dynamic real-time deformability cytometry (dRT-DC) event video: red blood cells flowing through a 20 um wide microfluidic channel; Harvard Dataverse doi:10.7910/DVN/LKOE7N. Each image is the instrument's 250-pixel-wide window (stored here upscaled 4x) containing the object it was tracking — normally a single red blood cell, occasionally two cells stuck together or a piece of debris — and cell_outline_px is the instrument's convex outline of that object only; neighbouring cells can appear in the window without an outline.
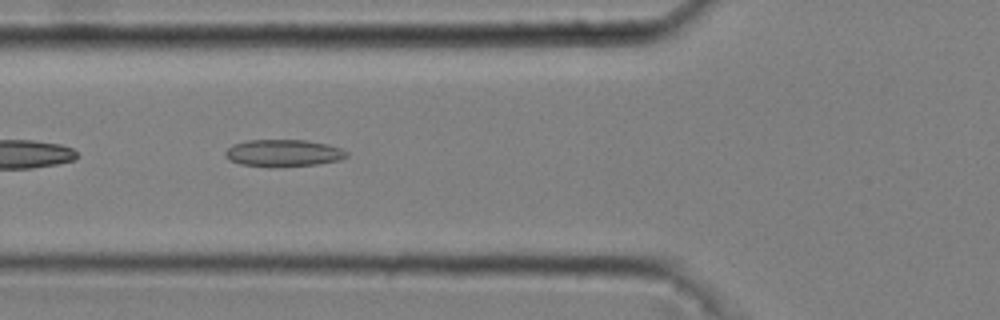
{"species": "common noctule bat (a hibernating species)", "species_latin": "Nyctalus noctula", "temperature_condition": "cold", "stored_images_in_passage": 37, "camera_frame_rate_fps": 3000, "um_per_image_px": 0.085, "animal": {"sex": "male", "body_mass_g": 20.4}, "frame": {"image": 1, "passage_image": 5, "time_ms": 1.333, "image_size_px": [1000, 320], "cell_outline_px": [[348, 156], [340, 160], [316, 164], [272, 168], [268, 168], [240, 164], [228, 160], [224, 156], [224, 152], [232, 144], [248, 140], [304, 140], [328, 144], [340, 148], [348, 152]], "centroid_in_image_um": [24.04, 13.02], "position_along_channel_um": 101.8, "area_um2": 19.48}}
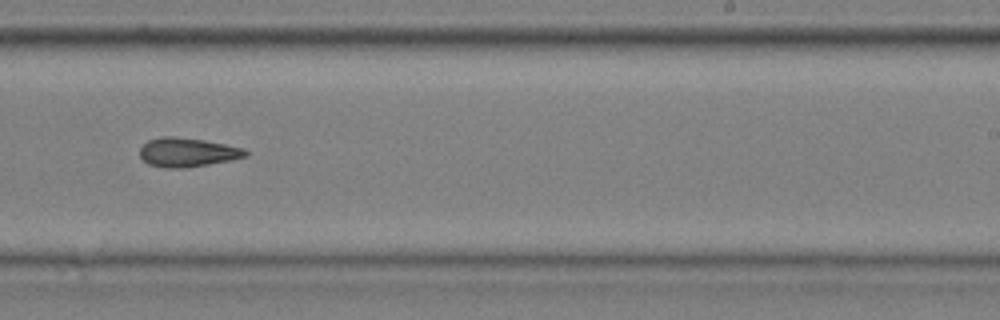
{"frame": {"image": 2, "passage_image": 19, "time_ms": 6.0, "image_size_px": [1000, 320], "cell_outline_px": [[248, 156], [232, 160], [184, 168], [164, 168], [148, 164], [140, 156], [140, 148], [148, 140], [160, 136], [172, 136], [204, 140], [244, 148], [248, 152]], "centroid_in_image_um": [15.93, 12.95], "position_along_channel_um": 273.1, "area_um2": 17.92}}
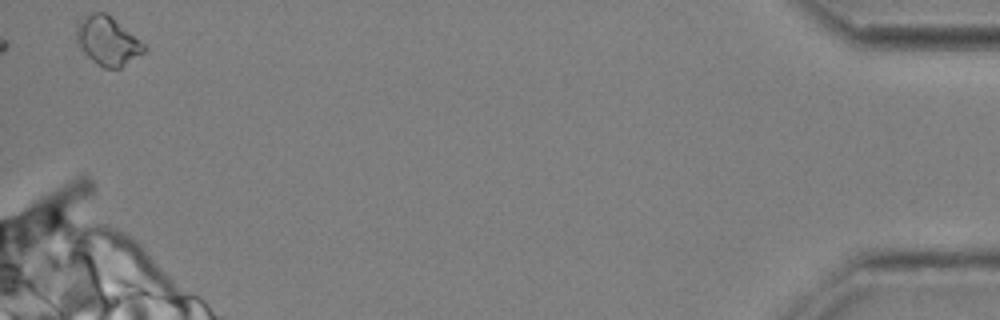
{"frame": {"image": 3, "passage_image": 37, "time_ms": 12.0, "image_size_px": [1000, 320], "cell_outline_px": [[144, 52], [120, 68], [104, 68], [92, 60], [84, 52], [76, 40], [76, 32], [80, 20], [92, 12], [104, 12], [144, 44]], "centroid_in_image_um": [9.12, 3.5], "position_along_channel_um": 426.1, "area_um2": 18.44}}